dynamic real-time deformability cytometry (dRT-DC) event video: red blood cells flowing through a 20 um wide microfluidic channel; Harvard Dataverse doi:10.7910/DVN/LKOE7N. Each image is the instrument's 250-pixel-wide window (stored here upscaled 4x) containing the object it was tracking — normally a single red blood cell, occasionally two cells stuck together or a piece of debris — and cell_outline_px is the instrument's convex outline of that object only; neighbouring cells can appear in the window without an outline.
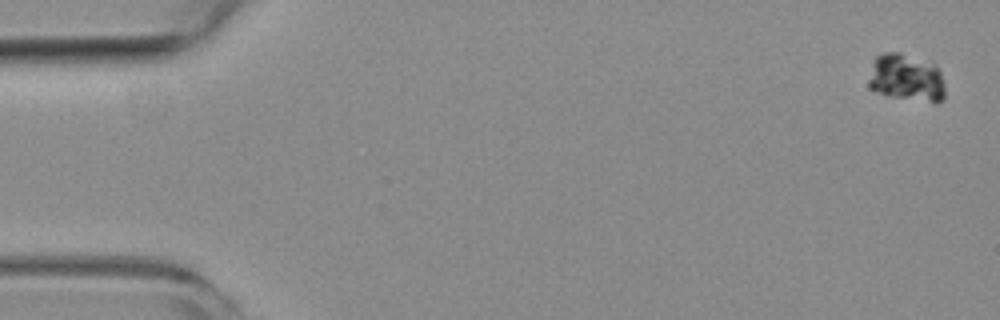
{"species": "common noctule bat (a hibernating species)", "species_latin": "Nyctalus noctula", "temperature_condition": "room temperature", "stored_images_in_passage": 5, "camera_frame_rate_fps": 3000, "um_per_image_px": 0.085, "animal": {"sex": "female", "body_mass_g": 19.3, "forearm_length_mm": 54.1}, "frame": {"image": 1, "passage_image": 1, "time_ms": 0.0, "image_size_px": [1000, 320], "cell_outline_px": [[944, 100], [936, 104], [888, 96], [868, 88], [868, 80], [872, 64], [876, 56], [880, 52], [900, 52], [932, 64], [940, 72], [944, 80]], "centroid_in_image_um": [77.03, 6.64], "position_along_channel_um": 8.0, "area_um2": 21.44}}
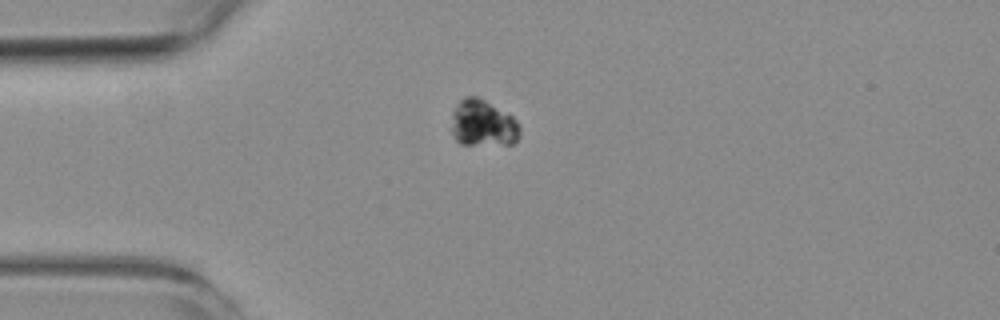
{"frame": {"image": 2, "passage_image": 5, "time_ms": 4.667, "image_size_px": [1000, 320], "cell_outline_px": [[520, 136], [512, 144], [460, 144], [456, 140], [452, 132], [452, 112], [456, 104], [464, 96], [476, 96], [484, 100], [512, 116], [520, 124]], "centroid_in_image_um": [41.04, 10.48], "position_along_channel_um": 44.0, "area_um2": 18.55}}